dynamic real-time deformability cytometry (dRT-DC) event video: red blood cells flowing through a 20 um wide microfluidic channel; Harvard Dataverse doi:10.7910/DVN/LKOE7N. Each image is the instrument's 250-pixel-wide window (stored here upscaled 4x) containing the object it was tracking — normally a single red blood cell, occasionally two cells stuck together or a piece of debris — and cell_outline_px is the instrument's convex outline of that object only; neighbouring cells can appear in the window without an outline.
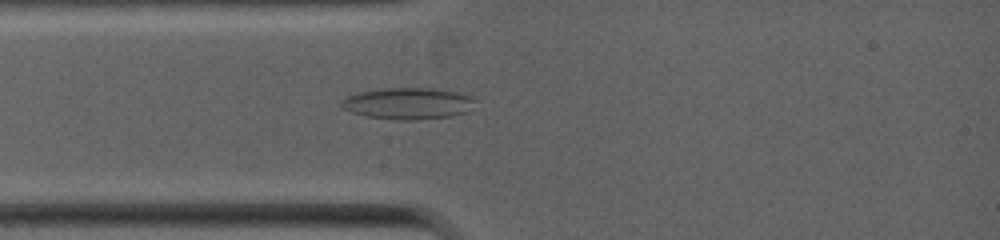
{"species": "common noctule bat (a hibernating species)", "species_latin": "Nyctalus noctula", "temperature_condition": "warm", "stored_images_in_passage": 32, "camera_frame_rate_fps": 5000, "um_per_image_px": 0.085, "animal": {"sex": "female", "body_mass_g": 19.0, "forearm_length_mm": 53.3}, "frame": {"image": 1, "passage_image": 4, "time_ms": 0.4, "image_size_px": [1000, 240], "cell_outline_px": [[476, 100], [468, 112], [452, 116], [416, 120], [396, 120], [364, 116], [352, 112], [344, 108], [340, 104], [340, 100], [348, 96], [360, 92], [384, 88], [424, 88], [456, 92], [468, 96]], "centroid_in_image_um": [34.66, 8.81], "position_along_channel_um": 50.3, "area_um2": 24.45}}
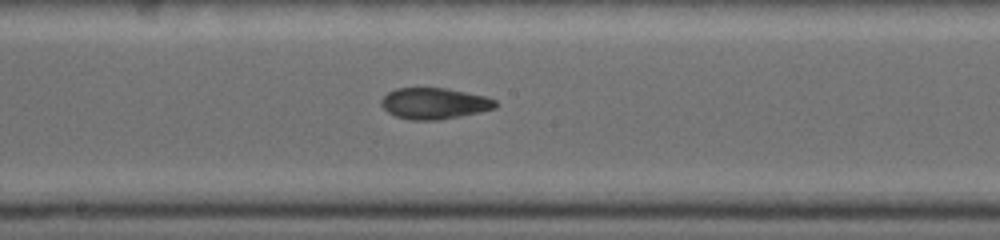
{"frame": {"image": 2, "passage_image": 16, "time_ms": 3.6, "image_size_px": [1000, 240], "cell_outline_px": [[496, 108], [480, 112], [460, 116], [436, 120], [412, 120], [396, 116], [388, 112], [380, 104], [380, 100], [388, 92], [396, 88], [444, 88], [484, 96], [496, 100]], "centroid_in_image_um": [36.89, 8.79], "position_along_channel_um": 211.3, "area_um2": 20.58}}
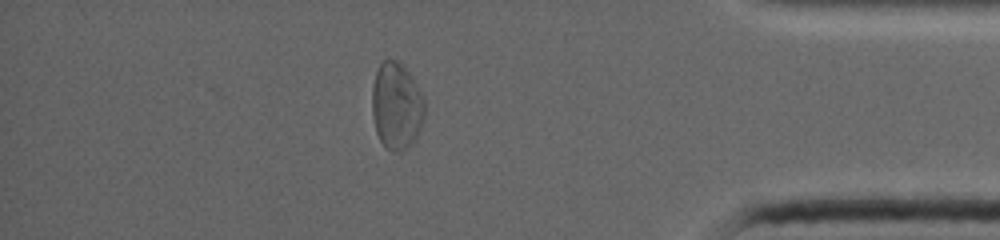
{"frame": {"image": 3, "passage_image": 28, "time_ms": 8.0, "image_size_px": [1000, 240], "cell_outline_px": [[424, 116], [420, 128], [416, 136], [408, 148], [400, 152], [392, 152], [384, 148], [376, 132], [372, 116], [372, 84], [380, 60], [400, 60], [412, 76], [424, 100]], "centroid_in_image_um": [33.67, 9.0], "position_along_channel_um": 401.5, "area_um2": 26.99}}